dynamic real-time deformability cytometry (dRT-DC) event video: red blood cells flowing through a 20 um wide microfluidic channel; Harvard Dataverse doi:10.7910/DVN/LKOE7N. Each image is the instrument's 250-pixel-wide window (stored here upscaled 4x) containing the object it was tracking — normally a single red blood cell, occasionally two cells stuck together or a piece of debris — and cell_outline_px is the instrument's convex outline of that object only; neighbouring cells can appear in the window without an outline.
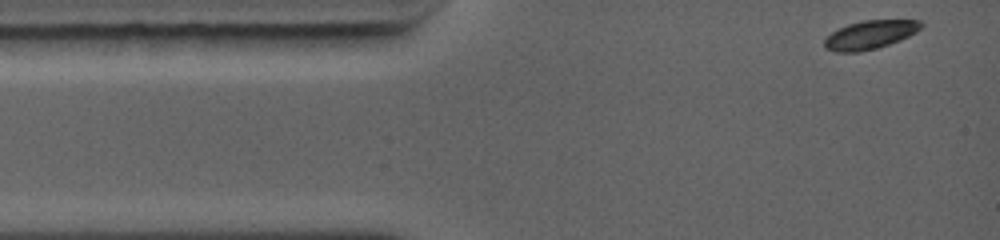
{"species": "common noctule bat (a hibernating species)", "species_latin": "Nyctalus noctula", "temperature_condition": "warm", "stored_images_in_passage": 30, "camera_frame_rate_fps": 5000, "um_per_image_px": 0.085, "animal": {"sex": "female", "body_mass_g": 19.0, "forearm_length_mm": 56.7}, "frame": {"image": 1, "passage_image": 1, "time_ms": 0.0, "image_size_px": [1000, 240], "cell_outline_px": [[924, 24], [916, 32], [900, 40], [876, 48], [856, 52], [836, 52], [824, 48], [824, 40], [832, 32], [848, 24], [864, 20], [920, 20]], "centroid_in_image_um": [73.95, 2.95], "position_along_channel_um": 11.1, "area_um2": 15.9}}
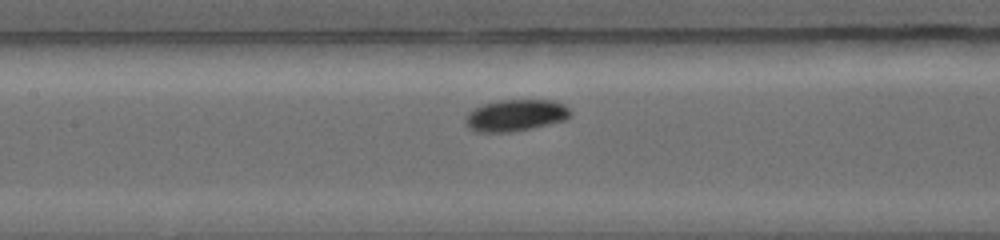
{"frame": {"image": 2, "passage_image": 13, "time_ms": 4.8, "image_size_px": [1000, 240], "cell_outline_px": [[572, 112], [564, 120], [532, 128], [512, 132], [476, 132], [468, 128], [464, 120], [464, 116], [472, 108], [484, 104], [500, 100], [552, 100], [564, 104]], "centroid_in_image_um": [43.77, 9.8], "position_along_channel_um": 163.6, "area_um2": 19.48}}
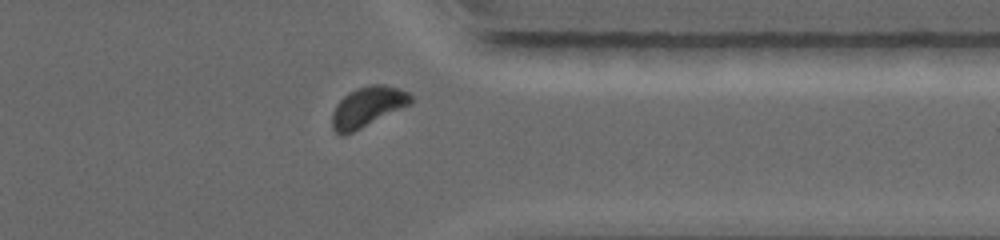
{"frame": {"image": 3, "passage_image": 26, "time_ms": 9.8, "image_size_px": [1000, 240], "cell_outline_px": [[412, 100], [408, 104], [344, 136], [340, 136], [332, 128], [332, 112], [336, 104], [348, 92], [356, 88], [372, 84], [384, 84], [400, 88], [408, 92], [412, 96]], "centroid_in_image_um": [31.19, 9.06], "position_along_channel_um": 380.2, "area_um2": 18.09}, "authors_computed_cell_mechanics": {"area_um2": 17.8891, "velocity_mm_per_s": 4.3934, "shape_relaxation_time_tau1_ms": 1.4126, "shape_relaxation_time_tau2_ms": null, "deformation_change_tau1": 0.0901, "deformation_change_tau2": null}}